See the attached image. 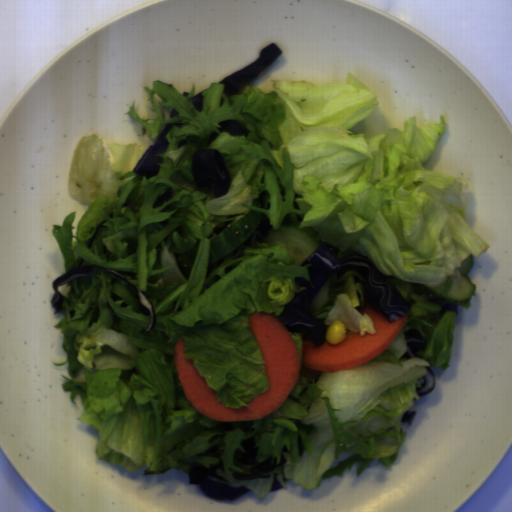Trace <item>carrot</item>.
Here are the masks:
<instances>
[{
    "instance_id": "carrot-1",
    "label": "carrot",
    "mask_w": 512,
    "mask_h": 512,
    "mask_svg": "<svg viewBox=\"0 0 512 512\" xmlns=\"http://www.w3.org/2000/svg\"><path fill=\"white\" fill-rule=\"evenodd\" d=\"M248 325L259 347L269 388L249 401L246 407L228 408L217 400L216 392L205 376L199 374L193 359L186 358L185 340L174 346L176 373L182 389L205 416L215 422L259 420L281 406L299 377V357L287 326L277 315L249 314Z\"/></svg>"
},
{
    "instance_id": "carrot-2",
    "label": "carrot",
    "mask_w": 512,
    "mask_h": 512,
    "mask_svg": "<svg viewBox=\"0 0 512 512\" xmlns=\"http://www.w3.org/2000/svg\"><path fill=\"white\" fill-rule=\"evenodd\" d=\"M407 312L400 320L389 322L380 312L369 307L360 310V315L370 317L375 333L346 330L345 338L331 344L314 345L304 340L301 364L321 372H339L365 363L380 355L395 340L407 323Z\"/></svg>"
}]
</instances>
